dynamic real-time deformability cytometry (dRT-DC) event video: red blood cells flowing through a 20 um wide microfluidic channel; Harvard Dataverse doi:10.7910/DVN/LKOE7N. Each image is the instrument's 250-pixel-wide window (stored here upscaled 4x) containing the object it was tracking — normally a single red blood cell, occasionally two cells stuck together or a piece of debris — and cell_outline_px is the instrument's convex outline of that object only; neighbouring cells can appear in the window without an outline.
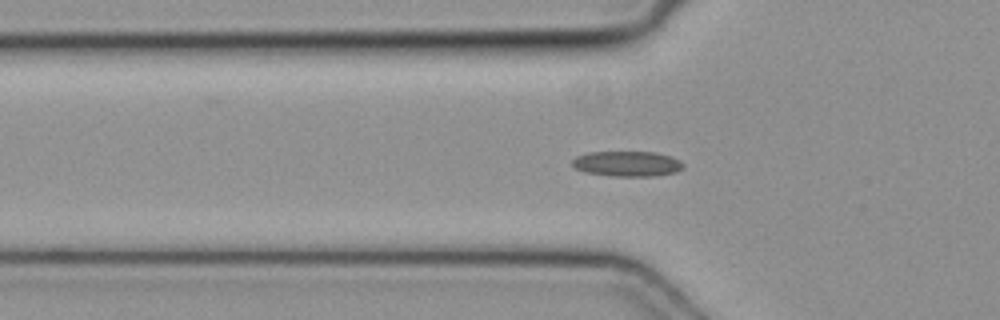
{"species": "common noctule bat (a hibernating species)", "species_latin": "Nyctalus noctula", "temperature_condition": "cold", "stored_images_in_passage": 29, "camera_frame_rate_fps": 3000, "um_per_image_px": 0.085, "animal": {"sex": "female", "body_mass_g": 19.3, "forearm_length_mm": 54.1}, "frame": {"image": 1, "passage_image": 3, "time_ms": 0.667, "image_size_px": [1000, 320], "cell_outline_px": [[684, 168], [676, 172], [656, 176], [608, 176], [584, 172], [576, 168], [572, 164], [572, 160], [576, 156], [588, 152], [656, 152], [672, 156], [680, 160], [684, 164]], "centroid_in_image_um": [53.33, 13.92], "position_along_channel_um": 72.5, "area_um2": 16.59}}
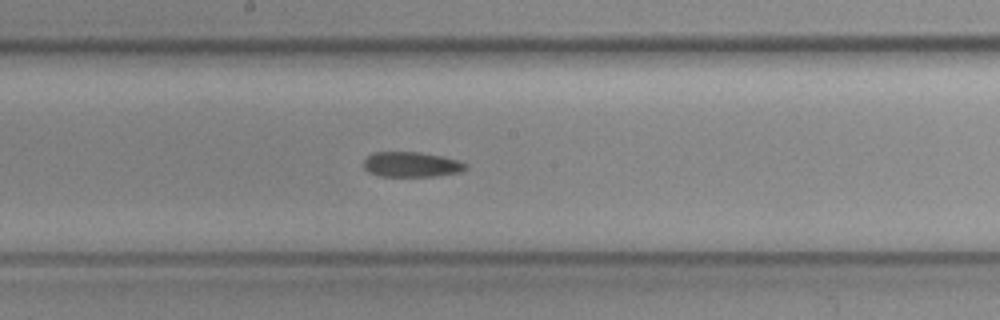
{"frame": {"image": 2, "passage_image": 13, "time_ms": 4.0, "image_size_px": [1000, 320], "cell_outline_px": [[468, 168], [460, 172], [436, 176], [380, 176], [368, 172], [364, 168], [364, 160], [372, 152], [420, 152], [440, 156], [456, 160], [468, 164]], "centroid_in_image_um": [34.96, 13.98], "position_along_channel_um": 213.2, "area_um2": 14.91}}
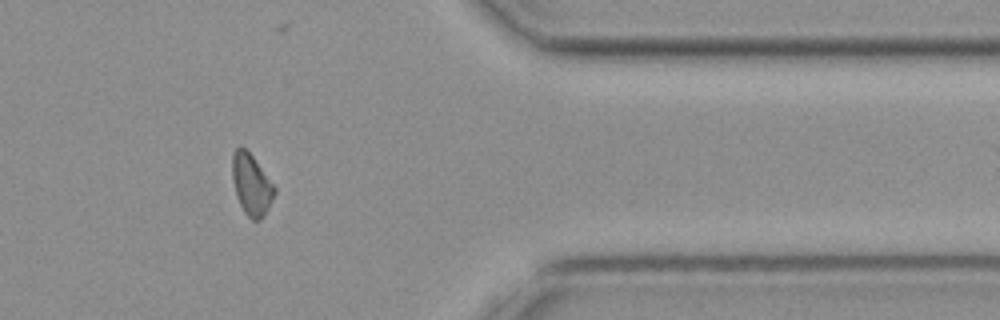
{"frame": {"image": 3, "passage_image": 27, "time_ms": 8.667, "image_size_px": [1000, 320], "cell_outline_px": [[276, 192], [264, 216], [260, 220], [252, 220], [244, 212], [236, 196], [232, 180], [232, 152], [240, 144], [252, 156], [276, 188]], "centroid_in_image_um": [21.35, 15.68], "position_along_channel_um": 390.1, "area_um2": 15.03}}